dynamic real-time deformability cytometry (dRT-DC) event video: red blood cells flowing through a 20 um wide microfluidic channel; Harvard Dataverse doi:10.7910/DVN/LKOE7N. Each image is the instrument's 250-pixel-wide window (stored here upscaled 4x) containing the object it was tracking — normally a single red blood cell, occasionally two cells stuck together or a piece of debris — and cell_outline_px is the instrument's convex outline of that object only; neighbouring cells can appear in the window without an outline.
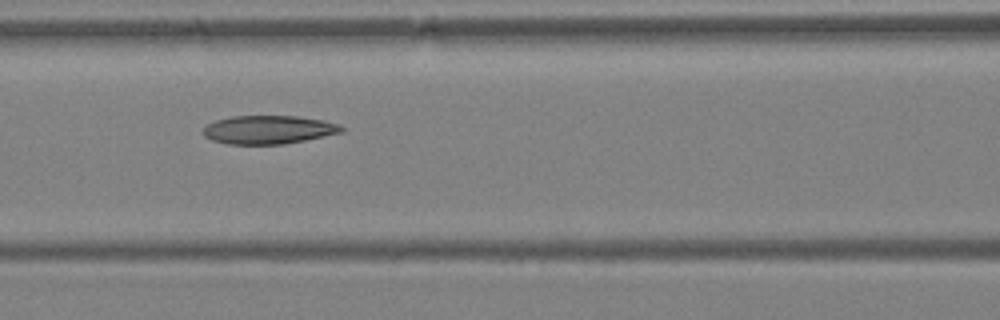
{"species": "Egyptian fruit bat (a non-hibernating species)", "species_latin": "Rousettus aegyptiacus", "temperature_condition": "warm", "stored_images_in_passage": 6, "camera_frame_rate_fps": 3000, "um_per_image_px": 0.085, "animal": {"sex": "female"}, "frame": {"image": 1, "passage_image": 5, "time_ms": 1.333, "image_size_px": [1000, 320], "cell_outline_px": [[344, 132], [284, 144], [228, 144], [212, 140], [204, 136], [204, 128], [208, 124], [216, 120], [232, 116], [300, 116], [324, 120], [340, 124], [344, 128]], "centroid_in_image_um": [22.86, 11.02], "position_along_channel_um": 143.7, "area_um2": 22.95}}